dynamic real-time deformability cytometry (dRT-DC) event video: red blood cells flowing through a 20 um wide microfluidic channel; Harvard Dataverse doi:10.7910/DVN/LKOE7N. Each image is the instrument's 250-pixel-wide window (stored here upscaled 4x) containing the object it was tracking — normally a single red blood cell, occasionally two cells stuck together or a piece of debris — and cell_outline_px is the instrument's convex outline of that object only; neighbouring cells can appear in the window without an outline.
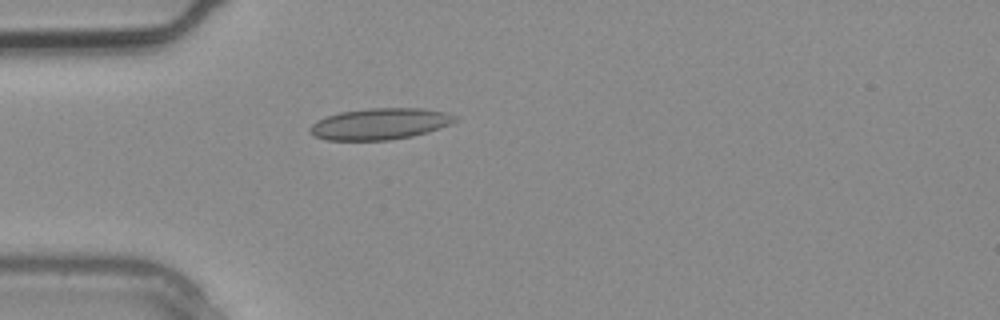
{"species": "common noctule bat (a hibernating species)", "species_latin": "Nyctalus noctula", "temperature_condition": "warm", "stored_images_in_passage": 3, "camera_frame_rate_fps": 3000, "um_per_image_px": 0.085, "animal": {"sex": "male", "body_mass_g": 20.4}, "frame": {"image": 1, "passage_image": 3, "time_ms": 0.667, "image_size_px": [1000, 320], "cell_outline_px": [[456, 120], [440, 128], [428, 132], [412, 136], [388, 140], [328, 140], [316, 136], [308, 132], [308, 128], [316, 120], [340, 112], [368, 108], [424, 108], [444, 112], [456, 116]], "centroid_in_image_um": [32.26, 10.52], "position_along_channel_um": 52.7, "area_um2": 26.41}}